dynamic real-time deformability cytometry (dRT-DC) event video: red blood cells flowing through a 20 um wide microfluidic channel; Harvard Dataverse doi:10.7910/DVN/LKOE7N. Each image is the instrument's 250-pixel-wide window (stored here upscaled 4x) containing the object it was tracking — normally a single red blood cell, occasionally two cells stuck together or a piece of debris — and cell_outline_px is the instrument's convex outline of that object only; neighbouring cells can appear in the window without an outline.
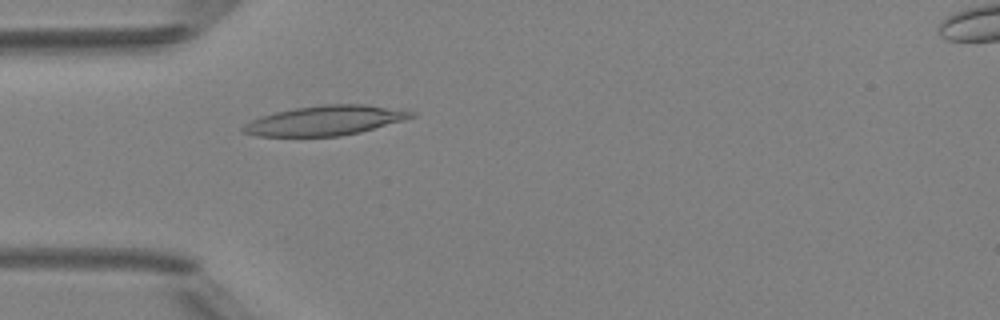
{"species": "Egyptian fruit bat (a non-hibernating species)", "species_latin": "Rousettus aegyptiacus", "temperature_condition": "room temperature", "stored_images_in_passage": 4, "camera_frame_rate_fps": 3000, "um_per_image_px": 0.085, "animal": {"sex": "female"}, "frame": {"image": 1, "passage_image": 4, "time_ms": 3.667, "image_size_px": [1000, 320], "cell_outline_px": [[416, 116], [404, 120], [360, 132], [340, 136], [256, 136], [240, 132], [240, 128], [244, 124], [260, 116], [276, 112], [296, 108], [324, 104], [364, 104], [416, 112]], "centroid_in_image_um": [27.6, 10.25], "position_along_channel_um": 57.4, "area_um2": 29.02}}